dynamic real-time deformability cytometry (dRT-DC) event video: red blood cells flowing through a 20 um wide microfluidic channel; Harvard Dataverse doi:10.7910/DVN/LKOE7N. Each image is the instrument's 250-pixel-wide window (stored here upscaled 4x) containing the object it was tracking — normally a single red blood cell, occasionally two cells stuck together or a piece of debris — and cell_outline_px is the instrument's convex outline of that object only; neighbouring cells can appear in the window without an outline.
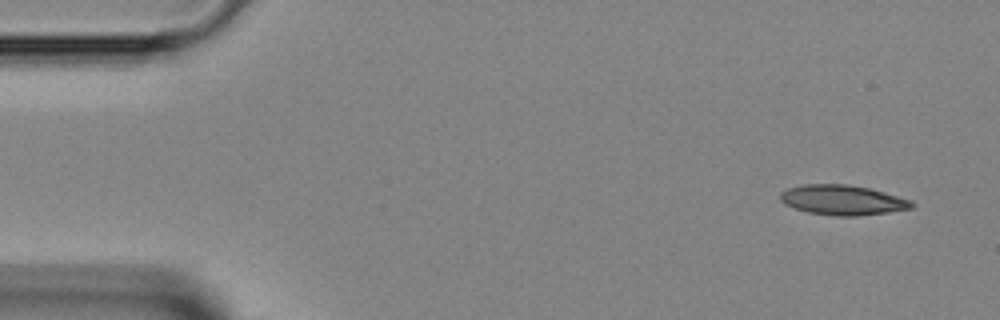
{"species": "Egyptian fruit bat (a non-hibernating species)", "species_latin": "Rousettus aegyptiacus", "temperature_condition": "room temperature", "stored_images_in_passage": 8, "camera_frame_rate_fps": 3000, "um_per_image_px": 0.085, "animal": {"sex": "female"}, "frame": {"image": 1, "passage_image": 1, "time_ms": 0.0, "image_size_px": [1000, 320], "cell_outline_px": [[916, 204], [912, 208], [888, 212], [856, 216], [836, 216], [808, 212], [784, 204], [780, 200], [780, 192], [788, 188], [804, 184], [848, 184], [868, 188], [912, 200]], "centroid_in_image_um": [71.62, 17.0], "position_along_channel_um": 13.4, "area_um2": 22.89}}